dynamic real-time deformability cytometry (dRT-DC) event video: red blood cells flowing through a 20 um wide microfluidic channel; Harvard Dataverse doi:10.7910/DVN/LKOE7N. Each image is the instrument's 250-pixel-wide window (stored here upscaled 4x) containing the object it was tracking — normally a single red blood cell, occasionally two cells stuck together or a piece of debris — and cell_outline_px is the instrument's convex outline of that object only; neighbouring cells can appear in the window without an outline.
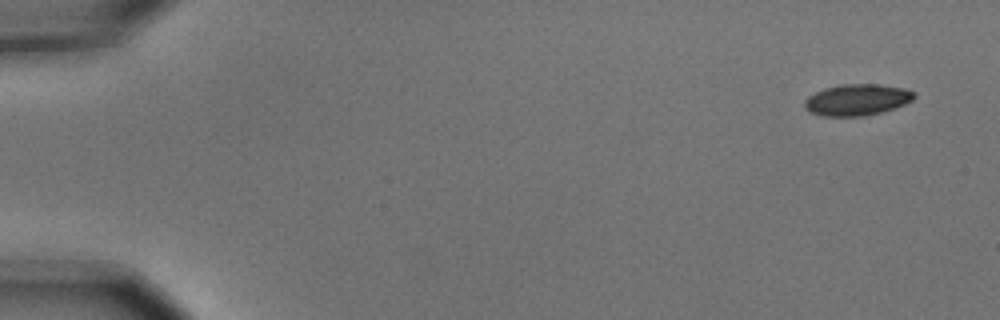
{"species": "common noctule bat (a hibernating species)", "species_latin": "Nyctalus noctula", "temperature_condition": "cold", "stored_images_in_passage": 6, "camera_frame_rate_fps": 3000, "um_per_image_px": 0.085, "animal": {"sex": "male", "body_mass_g": 15.6}, "frame": {"image": 1, "passage_image": 1, "time_ms": 0.0, "image_size_px": [1000, 320], "cell_outline_px": [[916, 96], [912, 100], [896, 108], [864, 116], [824, 116], [808, 112], [804, 108], [804, 100], [808, 96], [824, 88], [840, 84], [880, 84], [904, 88], [916, 92]], "centroid_in_image_um": [72.84, 8.48], "position_along_channel_um": 12.2, "area_um2": 20.23}}